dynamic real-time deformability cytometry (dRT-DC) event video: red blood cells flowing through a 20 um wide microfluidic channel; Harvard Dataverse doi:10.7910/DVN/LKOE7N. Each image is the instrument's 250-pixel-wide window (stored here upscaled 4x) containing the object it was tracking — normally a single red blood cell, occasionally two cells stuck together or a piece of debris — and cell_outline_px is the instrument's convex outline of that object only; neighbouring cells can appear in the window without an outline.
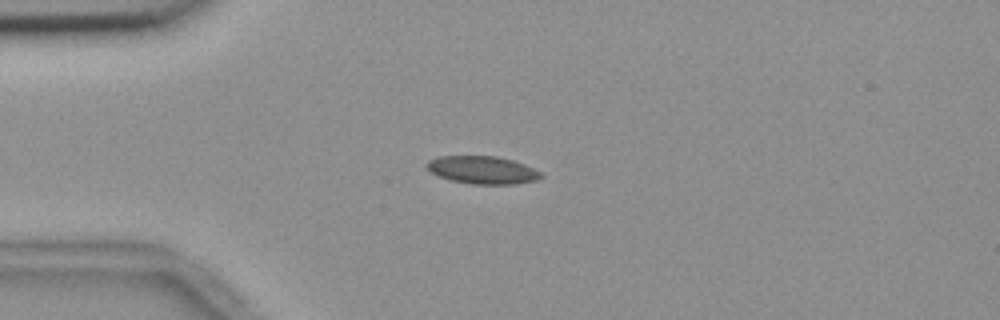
{"species": "common noctule bat (a hibernating species)", "species_latin": "Nyctalus noctula", "temperature_condition": "room temperature", "stored_images_in_passage": 54, "camera_frame_rate_fps": 3000, "um_per_image_px": 0.085, "animal": {"sex": "female", "body_mass_g": 18.4}, "frame": {"image": 1, "passage_image": 13, "time_ms": 4.0, "image_size_px": [1000, 320], "cell_outline_px": [[544, 176], [536, 180], [516, 184], [472, 184], [452, 180], [440, 176], [432, 172], [424, 164], [428, 160], [440, 156], [496, 156], [512, 160], [524, 164], [540, 172]], "centroid_in_image_um": [41.01, 14.44], "position_along_channel_um": 44.0, "area_um2": 18.32}}
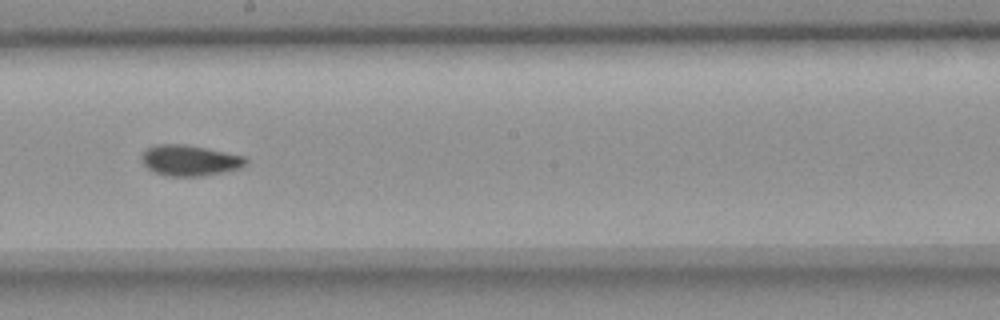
{"frame": {"image": 2, "passage_image": 30, "time_ms": 9.667, "image_size_px": [1000, 320], "cell_outline_px": [[248, 164], [240, 168], [204, 176], [168, 176], [156, 172], [148, 168], [140, 160], [140, 156], [148, 148], [156, 144], [184, 144], [244, 156], [248, 160]], "centroid_in_image_um": [16.13, 13.64], "position_along_channel_um": 232.1, "area_um2": 18.55}}
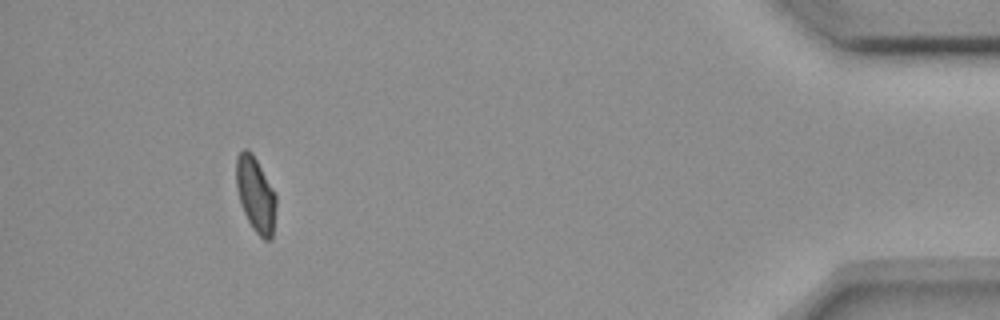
{"frame": {"image": 3, "passage_image": 50, "time_ms": 16.333, "image_size_px": [1000, 320], "cell_outline_px": [[276, 208], [272, 240], [264, 240], [252, 228], [240, 204], [236, 188], [236, 156], [244, 148], [248, 148], [252, 152], [272, 188], [276, 196]], "centroid_in_image_um": [21.72, 16.54], "position_along_channel_um": 413.5, "area_um2": 17.51}, "authors_computed_cell_mechanics": {"area_um2": 18.0914, "velocity_mm_per_s": 3.6756, "shape_relaxation_time_tau1_ms": null, "shape_relaxation_time_tau2_ms": 1.9128, "deformation_change_tau1": null, "deformation_change_tau2": 0.0532}}